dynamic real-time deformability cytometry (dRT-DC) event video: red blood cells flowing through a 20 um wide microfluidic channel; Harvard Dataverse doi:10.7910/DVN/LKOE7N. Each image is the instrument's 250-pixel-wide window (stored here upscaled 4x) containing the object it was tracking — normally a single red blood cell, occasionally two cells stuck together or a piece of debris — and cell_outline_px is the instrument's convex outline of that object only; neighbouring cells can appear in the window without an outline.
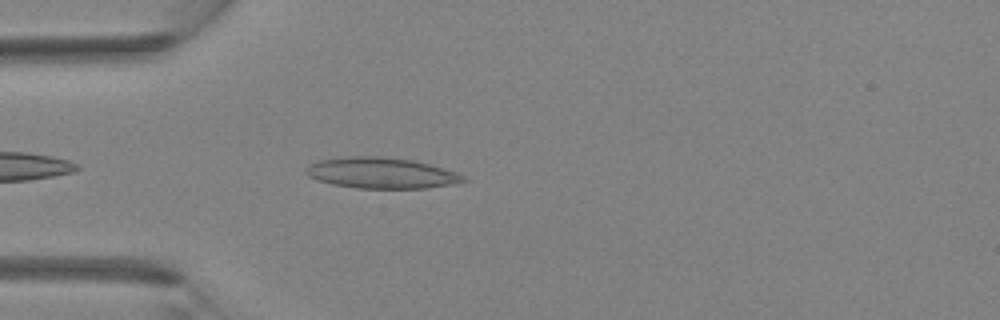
{"species": "Egyptian fruit bat (a non-hibernating species)", "species_latin": "Rousettus aegyptiacus", "temperature_condition": "room temperature", "stored_images_in_passage": 3, "camera_frame_rate_fps": 3000, "um_per_image_px": 0.085, "animal": {"sex": "female"}, "frame": {"image": 1, "passage_image": 3, "time_ms": 2.333, "image_size_px": [1000, 320], "cell_outline_px": [[468, 180], [452, 184], [424, 188], [356, 188], [332, 184], [308, 176], [304, 172], [304, 168], [308, 164], [320, 160], [340, 156], [384, 156], [412, 160], [428, 164], [456, 172], [464, 176]], "centroid_in_image_um": [32.35, 14.69], "position_along_channel_um": 52.6, "area_um2": 28.38}}